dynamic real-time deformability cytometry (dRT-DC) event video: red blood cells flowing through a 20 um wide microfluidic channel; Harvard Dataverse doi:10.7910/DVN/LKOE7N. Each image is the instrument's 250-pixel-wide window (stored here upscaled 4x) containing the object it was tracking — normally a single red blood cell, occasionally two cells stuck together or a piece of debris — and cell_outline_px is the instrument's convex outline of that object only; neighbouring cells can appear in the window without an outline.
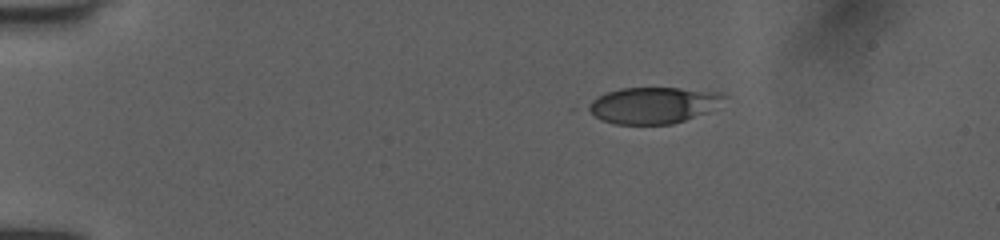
{"species": "human", "species_latin": "Homo sapiens", "temperature_condition": "room temperature", "stored_images_in_passage": 43, "camera_frame_rate_fps": 3000, "um_per_image_px": 0.085, "donor": {"sex": "female"}, "frame": {"image": 1, "passage_image": 1, "time_ms": 0.0, "image_size_px": [1000, 240], "cell_outline_px": [[728, 96], [708, 112], [672, 124], [616, 124], [600, 120], [584, 108], [584, 104], [604, 92], [620, 88], [680, 88], [720, 92]], "centroid_in_image_um": [55.44, 8.94], "position_along_channel_um": 29.6, "area_um2": 29.02}}
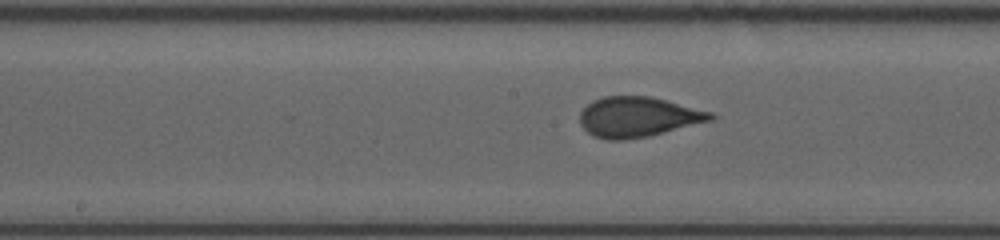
{"frame": {"image": 2, "passage_image": 19, "time_ms": 6.0, "image_size_px": [1000, 240], "cell_outline_px": [[716, 116], [712, 120], [648, 136], [624, 140], [608, 140], [592, 136], [580, 124], [580, 112], [592, 100], [604, 96], [648, 96], [712, 112]], "centroid_in_image_um": [54.19, 9.94], "position_along_channel_um": 194.0, "area_um2": 30.35}}
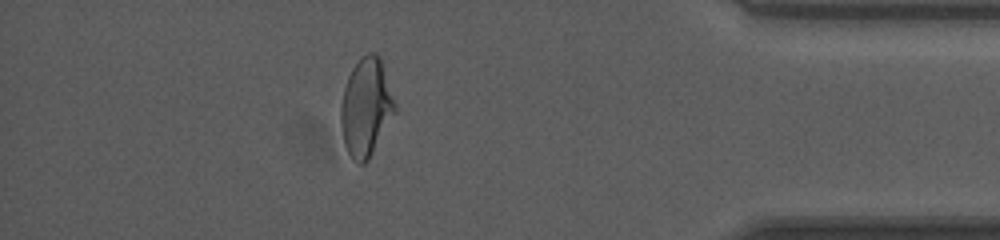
{"frame": {"image": 3, "passage_image": 37, "time_ms": 12.0, "image_size_px": [1000, 240], "cell_outline_px": [[396, 112], [368, 160], [364, 164], [360, 164], [348, 152], [344, 144], [340, 124], [340, 108], [344, 88], [348, 76], [352, 68], [368, 52], [376, 52], [380, 56], [396, 104]], "centroid_in_image_um": [31.12, 9.11], "position_along_channel_um": 404.1, "area_um2": 30.75}}